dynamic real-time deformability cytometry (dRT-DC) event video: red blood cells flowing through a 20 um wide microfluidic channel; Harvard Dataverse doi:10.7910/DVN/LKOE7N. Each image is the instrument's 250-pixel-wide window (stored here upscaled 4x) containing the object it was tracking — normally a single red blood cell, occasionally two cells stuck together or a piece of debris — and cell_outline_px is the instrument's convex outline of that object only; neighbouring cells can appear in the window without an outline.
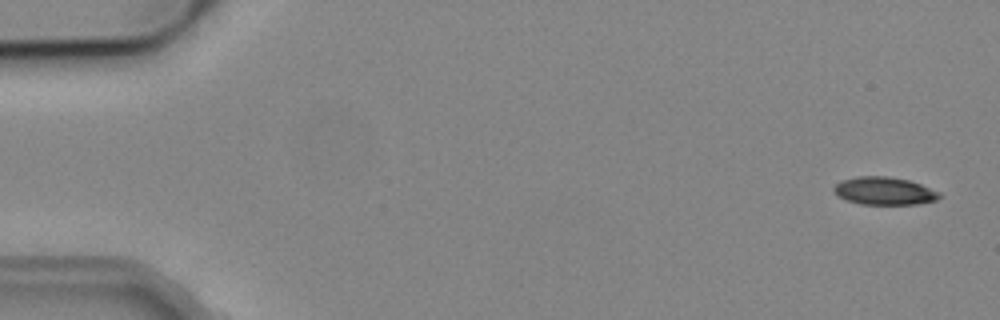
{"species": "common noctule bat (a hibernating species)", "species_latin": "Nyctalus noctula", "temperature_condition": "cold", "stored_images_in_passage": 2, "camera_frame_rate_fps": 3000, "um_per_image_px": 0.085, "animal": {"sex": "male", "body_mass_g": 19.2, "forearm_length_mm": 51.8}, "frame": {"image": 1, "passage_image": 1, "time_ms": 0.0, "image_size_px": [1000, 320], "cell_outline_px": [[940, 196], [936, 200], [920, 204], [860, 204], [836, 196], [832, 188], [840, 180], [860, 176], [888, 176], [908, 180], [920, 184], [940, 192]], "centroid_in_image_um": [75.14, 16.23], "position_along_channel_um": 9.9, "area_um2": 17.11}}